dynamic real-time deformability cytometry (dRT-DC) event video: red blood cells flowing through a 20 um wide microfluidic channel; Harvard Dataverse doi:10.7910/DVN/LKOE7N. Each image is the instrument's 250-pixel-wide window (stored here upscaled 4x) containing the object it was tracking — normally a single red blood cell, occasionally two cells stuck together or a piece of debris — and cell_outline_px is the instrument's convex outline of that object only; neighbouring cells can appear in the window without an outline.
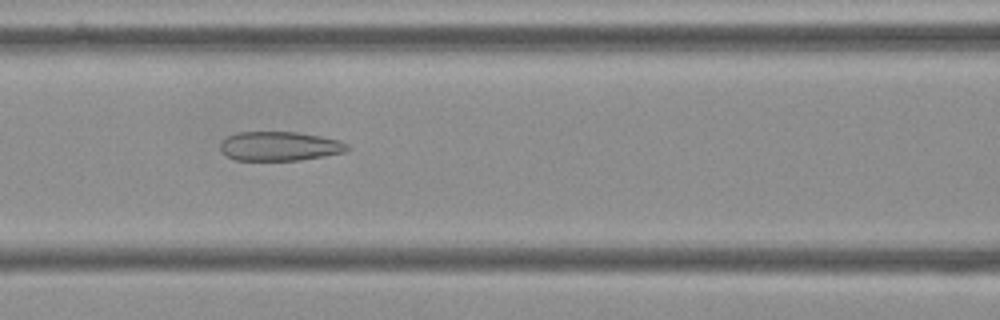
{"species": "Egyptian fruit bat (a non-hibernating species)", "species_latin": "Rousettus aegyptiacus", "temperature_condition": "cold", "stored_images_in_passage": 55, "camera_frame_rate_fps": 3000, "um_per_image_px": 0.085, "frame": {"image": 1, "passage_image": 23, "time_ms": 7.333, "image_size_px": [1000, 320], "cell_outline_px": [[352, 148], [348, 152], [300, 160], [236, 160], [228, 156], [220, 148], [220, 144], [228, 136], [236, 132], [296, 132], [320, 136], [340, 140], [348, 144]], "centroid_in_image_um": [23.84, 12.42], "position_along_channel_um": 142.8, "area_um2": 21.68}}
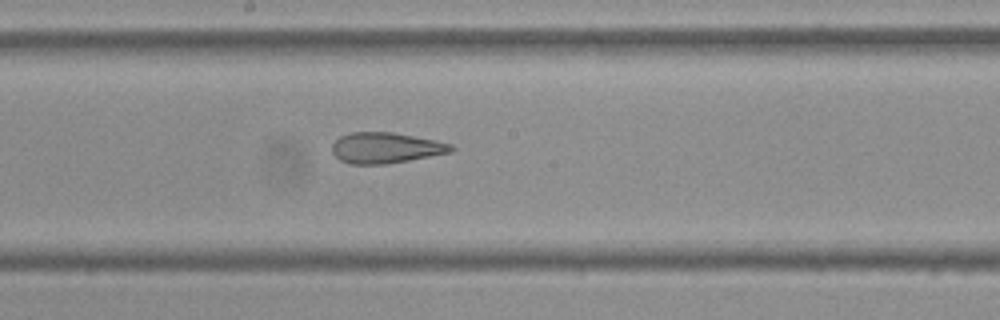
{"frame": {"image": 2, "passage_image": 29, "time_ms": 9.333, "image_size_px": [1000, 320], "cell_outline_px": [[456, 148], [452, 152], [408, 160], [384, 164], [348, 164], [340, 160], [332, 152], [332, 144], [340, 136], [352, 132], [392, 132], [436, 140], [452, 144]], "centroid_in_image_um": [32.79, 12.56], "position_along_channel_um": 215.4, "area_um2": 21.33}}
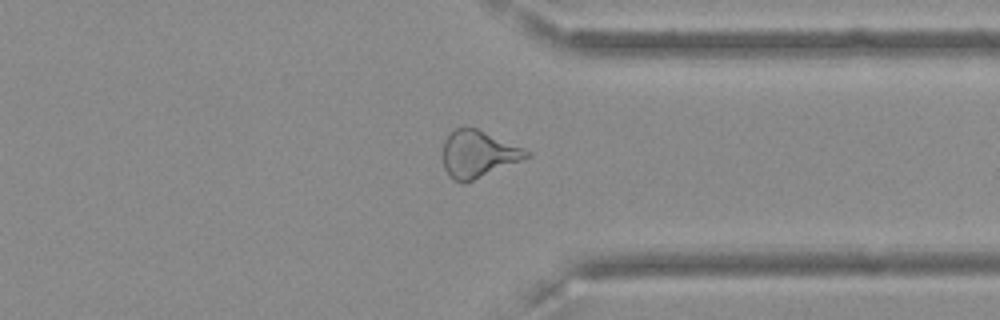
{"frame": {"image": 3, "passage_image": 42, "time_ms": 13.667, "image_size_px": [1000, 320], "cell_outline_px": [[532, 156], [464, 184], [452, 180], [448, 176], [444, 168], [444, 140], [456, 128], [476, 128], [524, 148], [532, 152]], "centroid_in_image_um": [40.66, 13.12], "position_along_channel_um": 370.7, "area_um2": 22.77}, "authors_computed_cell_mechanics": {"area_um2": 24.276, "velocity_mm_per_s": 3.6322, "shape_relaxation_time_tau1_ms": null, "shape_relaxation_time_tau2_ms": 2.21, "deformation_change_tau1": null, "deformation_change_tau2": 0.112}}